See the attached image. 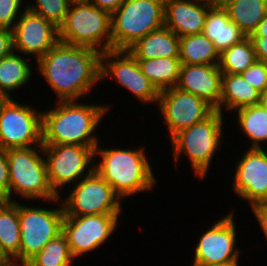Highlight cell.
Here are the masks:
<instances>
[{"label":"cell","mask_w":267,"mask_h":266,"mask_svg":"<svg viewBox=\"0 0 267 266\" xmlns=\"http://www.w3.org/2000/svg\"><path fill=\"white\" fill-rule=\"evenodd\" d=\"M101 81L110 77L144 104L158 103L160 92L143 74L137 59L128 50L110 49L101 53Z\"/></svg>","instance_id":"obj_12"},{"label":"cell","mask_w":267,"mask_h":266,"mask_svg":"<svg viewBox=\"0 0 267 266\" xmlns=\"http://www.w3.org/2000/svg\"><path fill=\"white\" fill-rule=\"evenodd\" d=\"M56 102L53 109L42 112L43 145L96 147L100 140L94 132L110 106L76 100Z\"/></svg>","instance_id":"obj_2"},{"label":"cell","mask_w":267,"mask_h":266,"mask_svg":"<svg viewBox=\"0 0 267 266\" xmlns=\"http://www.w3.org/2000/svg\"><path fill=\"white\" fill-rule=\"evenodd\" d=\"M13 32V50L23 55L44 56L59 42V28L43 16L24 8Z\"/></svg>","instance_id":"obj_16"},{"label":"cell","mask_w":267,"mask_h":266,"mask_svg":"<svg viewBox=\"0 0 267 266\" xmlns=\"http://www.w3.org/2000/svg\"><path fill=\"white\" fill-rule=\"evenodd\" d=\"M137 61L143 74L159 92L176 87L181 65L179 57H161Z\"/></svg>","instance_id":"obj_27"},{"label":"cell","mask_w":267,"mask_h":266,"mask_svg":"<svg viewBox=\"0 0 267 266\" xmlns=\"http://www.w3.org/2000/svg\"><path fill=\"white\" fill-rule=\"evenodd\" d=\"M233 212L222 217L206 232L201 234L195 245V257L192 265H220L239 263L240 250L236 245V226Z\"/></svg>","instance_id":"obj_14"},{"label":"cell","mask_w":267,"mask_h":266,"mask_svg":"<svg viewBox=\"0 0 267 266\" xmlns=\"http://www.w3.org/2000/svg\"><path fill=\"white\" fill-rule=\"evenodd\" d=\"M223 127V114L214 110L204 120L177 133L171 139L175 164L182 154H186L196 176L204 180L214 155L223 143Z\"/></svg>","instance_id":"obj_5"},{"label":"cell","mask_w":267,"mask_h":266,"mask_svg":"<svg viewBox=\"0 0 267 266\" xmlns=\"http://www.w3.org/2000/svg\"><path fill=\"white\" fill-rule=\"evenodd\" d=\"M257 60L250 37L220 53L219 69L225 74H241Z\"/></svg>","instance_id":"obj_29"},{"label":"cell","mask_w":267,"mask_h":266,"mask_svg":"<svg viewBox=\"0 0 267 266\" xmlns=\"http://www.w3.org/2000/svg\"><path fill=\"white\" fill-rule=\"evenodd\" d=\"M37 149L26 147L7 150L11 202H15L12 199L14 193L15 196L20 195L21 198L27 200L43 199L45 202L53 201L55 203L61 197L53 191L49 184L43 146H38Z\"/></svg>","instance_id":"obj_6"},{"label":"cell","mask_w":267,"mask_h":266,"mask_svg":"<svg viewBox=\"0 0 267 266\" xmlns=\"http://www.w3.org/2000/svg\"><path fill=\"white\" fill-rule=\"evenodd\" d=\"M36 63L57 101H78L101 82V53L89 47L59 41Z\"/></svg>","instance_id":"obj_1"},{"label":"cell","mask_w":267,"mask_h":266,"mask_svg":"<svg viewBox=\"0 0 267 266\" xmlns=\"http://www.w3.org/2000/svg\"><path fill=\"white\" fill-rule=\"evenodd\" d=\"M231 1L233 0H207V2L213 7H225Z\"/></svg>","instance_id":"obj_40"},{"label":"cell","mask_w":267,"mask_h":266,"mask_svg":"<svg viewBox=\"0 0 267 266\" xmlns=\"http://www.w3.org/2000/svg\"><path fill=\"white\" fill-rule=\"evenodd\" d=\"M157 104L171 139L180 131L204 120L214 111L200 97L177 87L161 91Z\"/></svg>","instance_id":"obj_15"},{"label":"cell","mask_w":267,"mask_h":266,"mask_svg":"<svg viewBox=\"0 0 267 266\" xmlns=\"http://www.w3.org/2000/svg\"><path fill=\"white\" fill-rule=\"evenodd\" d=\"M236 164L233 189L252 206L267 202V151L249 148Z\"/></svg>","instance_id":"obj_17"},{"label":"cell","mask_w":267,"mask_h":266,"mask_svg":"<svg viewBox=\"0 0 267 266\" xmlns=\"http://www.w3.org/2000/svg\"><path fill=\"white\" fill-rule=\"evenodd\" d=\"M7 266H27L26 264H15V263H9Z\"/></svg>","instance_id":"obj_44"},{"label":"cell","mask_w":267,"mask_h":266,"mask_svg":"<svg viewBox=\"0 0 267 266\" xmlns=\"http://www.w3.org/2000/svg\"><path fill=\"white\" fill-rule=\"evenodd\" d=\"M260 91L250 85L241 74L222 73L220 112L238 110L259 104Z\"/></svg>","instance_id":"obj_23"},{"label":"cell","mask_w":267,"mask_h":266,"mask_svg":"<svg viewBox=\"0 0 267 266\" xmlns=\"http://www.w3.org/2000/svg\"><path fill=\"white\" fill-rule=\"evenodd\" d=\"M176 87L200 97L220 112L222 72L218 65L181 64Z\"/></svg>","instance_id":"obj_18"},{"label":"cell","mask_w":267,"mask_h":266,"mask_svg":"<svg viewBox=\"0 0 267 266\" xmlns=\"http://www.w3.org/2000/svg\"><path fill=\"white\" fill-rule=\"evenodd\" d=\"M210 7L207 0H165L164 26L178 37L202 33Z\"/></svg>","instance_id":"obj_19"},{"label":"cell","mask_w":267,"mask_h":266,"mask_svg":"<svg viewBox=\"0 0 267 266\" xmlns=\"http://www.w3.org/2000/svg\"><path fill=\"white\" fill-rule=\"evenodd\" d=\"M144 149H103L98 144L94 150V160L98 156L102 159L98 164L94 162V170L122 199L142 191H151L156 185V177Z\"/></svg>","instance_id":"obj_3"},{"label":"cell","mask_w":267,"mask_h":266,"mask_svg":"<svg viewBox=\"0 0 267 266\" xmlns=\"http://www.w3.org/2000/svg\"><path fill=\"white\" fill-rule=\"evenodd\" d=\"M19 202L0 200V251L5 258L20 264Z\"/></svg>","instance_id":"obj_22"},{"label":"cell","mask_w":267,"mask_h":266,"mask_svg":"<svg viewBox=\"0 0 267 266\" xmlns=\"http://www.w3.org/2000/svg\"><path fill=\"white\" fill-rule=\"evenodd\" d=\"M10 262L5 258V256L0 251V266H7Z\"/></svg>","instance_id":"obj_42"},{"label":"cell","mask_w":267,"mask_h":266,"mask_svg":"<svg viewBox=\"0 0 267 266\" xmlns=\"http://www.w3.org/2000/svg\"><path fill=\"white\" fill-rule=\"evenodd\" d=\"M63 206L39 208L19 203L20 264H26L51 240L62 233Z\"/></svg>","instance_id":"obj_9"},{"label":"cell","mask_w":267,"mask_h":266,"mask_svg":"<svg viewBox=\"0 0 267 266\" xmlns=\"http://www.w3.org/2000/svg\"><path fill=\"white\" fill-rule=\"evenodd\" d=\"M95 148L70 144L43 145L49 184L58 196L65 185L79 182L94 170Z\"/></svg>","instance_id":"obj_11"},{"label":"cell","mask_w":267,"mask_h":266,"mask_svg":"<svg viewBox=\"0 0 267 266\" xmlns=\"http://www.w3.org/2000/svg\"><path fill=\"white\" fill-rule=\"evenodd\" d=\"M31 67L26 58L14 50L0 60V94L5 99L12 98L11 91L14 92L29 83L33 74Z\"/></svg>","instance_id":"obj_24"},{"label":"cell","mask_w":267,"mask_h":266,"mask_svg":"<svg viewBox=\"0 0 267 266\" xmlns=\"http://www.w3.org/2000/svg\"><path fill=\"white\" fill-rule=\"evenodd\" d=\"M179 43L180 37L166 26H162L142 37L128 51L137 60L179 57Z\"/></svg>","instance_id":"obj_21"},{"label":"cell","mask_w":267,"mask_h":266,"mask_svg":"<svg viewBox=\"0 0 267 266\" xmlns=\"http://www.w3.org/2000/svg\"><path fill=\"white\" fill-rule=\"evenodd\" d=\"M267 240V204L259 203L251 207Z\"/></svg>","instance_id":"obj_36"},{"label":"cell","mask_w":267,"mask_h":266,"mask_svg":"<svg viewBox=\"0 0 267 266\" xmlns=\"http://www.w3.org/2000/svg\"><path fill=\"white\" fill-rule=\"evenodd\" d=\"M36 4L25 8L43 16L47 21L59 28L69 10L71 0H35Z\"/></svg>","instance_id":"obj_31"},{"label":"cell","mask_w":267,"mask_h":266,"mask_svg":"<svg viewBox=\"0 0 267 266\" xmlns=\"http://www.w3.org/2000/svg\"><path fill=\"white\" fill-rule=\"evenodd\" d=\"M257 60L267 63V37H250Z\"/></svg>","instance_id":"obj_37"},{"label":"cell","mask_w":267,"mask_h":266,"mask_svg":"<svg viewBox=\"0 0 267 266\" xmlns=\"http://www.w3.org/2000/svg\"><path fill=\"white\" fill-rule=\"evenodd\" d=\"M179 58L181 64L218 65L220 53L203 33L180 37Z\"/></svg>","instance_id":"obj_25"},{"label":"cell","mask_w":267,"mask_h":266,"mask_svg":"<svg viewBox=\"0 0 267 266\" xmlns=\"http://www.w3.org/2000/svg\"><path fill=\"white\" fill-rule=\"evenodd\" d=\"M5 100V98L0 94V105Z\"/></svg>","instance_id":"obj_45"},{"label":"cell","mask_w":267,"mask_h":266,"mask_svg":"<svg viewBox=\"0 0 267 266\" xmlns=\"http://www.w3.org/2000/svg\"><path fill=\"white\" fill-rule=\"evenodd\" d=\"M94 6L112 14L125 0H88Z\"/></svg>","instance_id":"obj_38"},{"label":"cell","mask_w":267,"mask_h":266,"mask_svg":"<svg viewBox=\"0 0 267 266\" xmlns=\"http://www.w3.org/2000/svg\"><path fill=\"white\" fill-rule=\"evenodd\" d=\"M165 0H125L111 14V49L128 50L164 26Z\"/></svg>","instance_id":"obj_7"},{"label":"cell","mask_w":267,"mask_h":266,"mask_svg":"<svg viewBox=\"0 0 267 266\" xmlns=\"http://www.w3.org/2000/svg\"><path fill=\"white\" fill-rule=\"evenodd\" d=\"M259 104L267 110V87L262 92H260Z\"/></svg>","instance_id":"obj_41"},{"label":"cell","mask_w":267,"mask_h":266,"mask_svg":"<svg viewBox=\"0 0 267 266\" xmlns=\"http://www.w3.org/2000/svg\"><path fill=\"white\" fill-rule=\"evenodd\" d=\"M238 126L252 141L249 148H262L261 142L267 141V110L260 104L236 110Z\"/></svg>","instance_id":"obj_28"},{"label":"cell","mask_w":267,"mask_h":266,"mask_svg":"<svg viewBox=\"0 0 267 266\" xmlns=\"http://www.w3.org/2000/svg\"><path fill=\"white\" fill-rule=\"evenodd\" d=\"M250 37H267V14Z\"/></svg>","instance_id":"obj_39"},{"label":"cell","mask_w":267,"mask_h":266,"mask_svg":"<svg viewBox=\"0 0 267 266\" xmlns=\"http://www.w3.org/2000/svg\"><path fill=\"white\" fill-rule=\"evenodd\" d=\"M13 51V32L0 28V60Z\"/></svg>","instance_id":"obj_35"},{"label":"cell","mask_w":267,"mask_h":266,"mask_svg":"<svg viewBox=\"0 0 267 266\" xmlns=\"http://www.w3.org/2000/svg\"><path fill=\"white\" fill-rule=\"evenodd\" d=\"M224 8L230 20L250 37L267 14V0H233Z\"/></svg>","instance_id":"obj_26"},{"label":"cell","mask_w":267,"mask_h":266,"mask_svg":"<svg viewBox=\"0 0 267 266\" xmlns=\"http://www.w3.org/2000/svg\"><path fill=\"white\" fill-rule=\"evenodd\" d=\"M22 2V0H0V28L9 30L14 28L15 20H18L20 13H23L20 12Z\"/></svg>","instance_id":"obj_33"},{"label":"cell","mask_w":267,"mask_h":266,"mask_svg":"<svg viewBox=\"0 0 267 266\" xmlns=\"http://www.w3.org/2000/svg\"><path fill=\"white\" fill-rule=\"evenodd\" d=\"M0 200L10 201V177L7 150L0 148Z\"/></svg>","instance_id":"obj_34"},{"label":"cell","mask_w":267,"mask_h":266,"mask_svg":"<svg viewBox=\"0 0 267 266\" xmlns=\"http://www.w3.org/2000/svg\"><path fill=\"white\" fill-rule=\"evenodd\" d=\"M59 41L89 47L104 53L111 49V14L88 0L72 1L63 24Z\"/></svg>","instance_id":"obj_4"},{"label":"cell","mask_w":267,"mask_h":266,"mask_svg":"<svg viewBox=\"0 0 267 266\" xmlns=\"http://www.w3.org/2000/svg\"><path fill=\"white\" fill-rule=\"evenodd\" d=\"M74 257L71 254L66 237L61 233L49 241L40 252L33 256L27 266H71Z\"/></svg>","instance_id":"obj_30"},{"label":"cell","mask_w":267,"mask_h":266,"mask_svg":"<svg viewBox=\"0 0 267 266\" xmlns=\"http://www.w3.org/2000/svg\"><path fill=\"white\" fill-rule=\"evenodd\" d=\"M119 215L97 214L65 216L62 221V234L66 237L74 258L102 246L115 231Z\"/></svg>","instance_id":"obj_13"},{"label":"cell","mask_w":267,"mask_h":266,"mask_svg":"<svg viewBox=\"0 0 267 266\" xmlns=\"http://www.w3.org/2000/svg\"><path fill=\"white\" fill-rule=\"evenodd\" d=\"M122 200L113 188L93 170L74 184L73 190L62 201L65 216L120 214Z\"/></svg>","instance_id":"obj_10"},{"label":"cell","mask_w":267,"mask_h":266,"mask_svg":"<svg viewBox=\"0 0 267 266\" xmlns=\"http://www.w3.org/2000/svg\"><path fill=\"white\" fill-rule=\"evenodd\" d=\"M192 266H204V265H192ZM211 266H239V264L238 263H226V264L211 265Z\"/></svg>","instance_id":"obj_43"},{"label":"cell","mask_w":267,"mask_h":266,"mask_svg":"<svg viewBox=\"0 0 267 266\" xmlns=\"http://www.w3.org/2000/svg\"><path fill=\"white\" fill-rule=\"evenodd\" d=\"M202 33L212 41L219 53L247 37L230 20L229 14L224 7L213 6L207 12Z\"/></svg>","instance_id":"obj_20"},{"label":"cell","mask_w":267,"mask_h":266,"mask_svg":"<svg viewBox=\"0 0 267 266\" xmlns=\"http://www.w3.org/2000/svg\"><path fill=\"white\" fill-rule=\"evenodd\" d=\"M43 146L42 112L14 99L0 105V148Z\"/></svg>","instance_id":"obj_8"},{"label":"cell","mask_w":267,"mask_h":266,"mask_svg":"<svg viewBox=\"0 0 267 266\" xmlns=\"http://www.w3.org/2000/svg\"><path fill=\"white\" fill-rule=\"evenodd\" d=\"M241 76L250 85L262 92L267 87V63L256 60L241 73Z\"/></svg>","instance_id":"obj_32"}]
</instances>
